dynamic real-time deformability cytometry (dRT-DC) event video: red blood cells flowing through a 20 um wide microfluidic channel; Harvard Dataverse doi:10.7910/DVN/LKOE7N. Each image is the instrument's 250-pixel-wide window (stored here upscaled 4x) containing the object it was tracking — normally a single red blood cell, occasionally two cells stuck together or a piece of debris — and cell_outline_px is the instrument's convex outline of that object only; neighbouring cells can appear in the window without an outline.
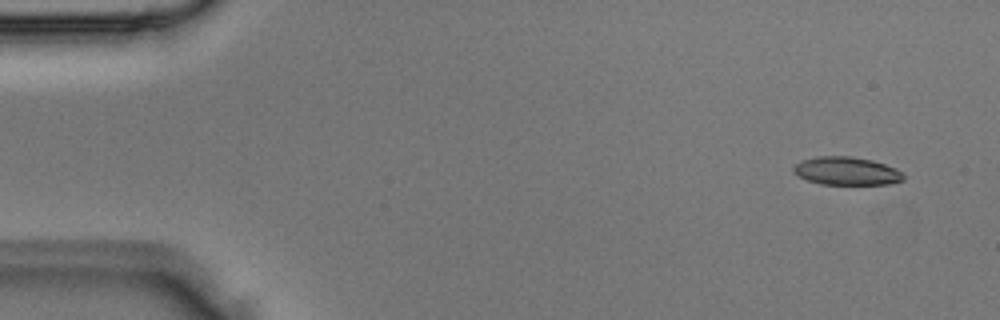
{"species": "Egyptian fruit bat (a non-hibernating species)", "species_latin": "Rousettus aegyptiacus", "temperature_condition": "room temperature", "stored_images_in_passage": 5, "camera_frame_rate_fps": 3000, "um_per_image_px": 0.085, "animal": {"sex": "male"}, "frame": {"image": 1, "passage_image": 1, "time_ms": 0.0, "image_size_px": [1000, 320], "cell_outline_px": [[904, 180], [888, 184], [820, 184], [808, 180], [792, 172], [792, 168], [800, 160], [816, 156], [852, 156], [872, 160], [896, 168], [904, 176]], "centroid_in_image_um": [71.93, 14.52], "position_along_channel_um": 13.1, "area_um2": 18.03}}
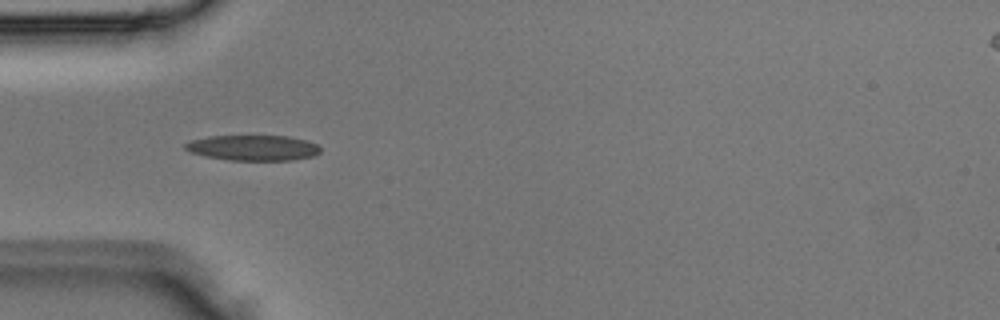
{"frame": {"image": 2, "passage_image": 4, "time_ms": 1.0, "image_size_px": [1000, 320], "cell_outline_px": [[320, 152], [312, 156], [292, 160], [228, 160], [204, 156], [192, 152], [184, 148], [184, 144], [188, 140], [208, 136], [288, 136], [308, 140], [316, 144], [320, 148]], "centroid_in_image_um": [21.49, 12.56], "position_along_channel_um": 63.5, "area_um2": 20.11}}